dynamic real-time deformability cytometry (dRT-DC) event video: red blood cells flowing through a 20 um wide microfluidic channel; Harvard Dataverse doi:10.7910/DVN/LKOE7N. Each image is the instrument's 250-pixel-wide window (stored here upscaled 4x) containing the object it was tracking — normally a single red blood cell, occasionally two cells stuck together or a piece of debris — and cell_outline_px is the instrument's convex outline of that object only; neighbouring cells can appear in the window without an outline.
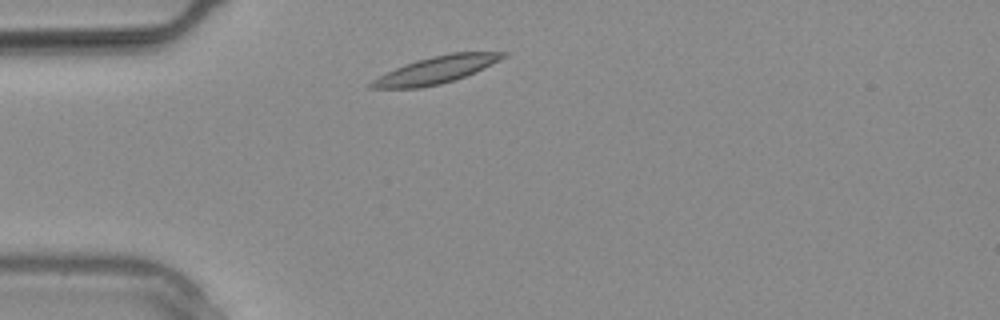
{"species": "common noctule bat (a hibernating species)", "species_latin": "Nyctalus noctula", "temperature_condition": "warm", "stored_images_in_passage": 5, "camera_frame_rate_fps": 3000, "um_per_image_px": 0.085, "animal": {"sex": "male", "body_mass_g": 20.4}, "frame": {"image": 1, "passage_image": 2, "time_ms": 0.333, "image_size_px": [1000, 320], "cell_outline_px": [[508, 56], [492, 64], [464, 76], [440, 84], [420, 88], [368, 88], [368, 84], [372, 80], [404, 64], [416, 60], [432, 56], [452, 52], [508, 52]], "centroid_in_image_um": [37.07, 5.93], "position_along_channel_um": 47.9, "area_um2": 20.52}}